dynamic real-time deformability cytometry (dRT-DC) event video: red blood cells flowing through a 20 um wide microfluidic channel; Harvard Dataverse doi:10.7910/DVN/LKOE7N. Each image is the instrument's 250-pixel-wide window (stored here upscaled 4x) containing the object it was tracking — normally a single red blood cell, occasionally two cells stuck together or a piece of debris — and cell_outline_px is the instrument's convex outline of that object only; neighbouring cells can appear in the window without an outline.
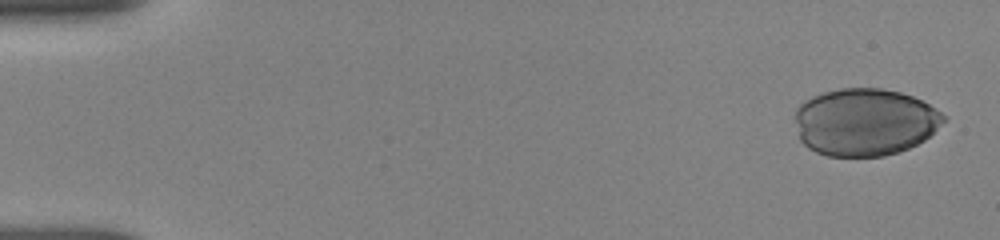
{"species": "human", "species_latin": "Homo sapiens", "temperature_condition": "room temperature", "stored_images_in_passage": 29, "camera_frame_rate_fps": 3000, "um_per_image_px": 0.085, "donor": {"sex": "female"}, "frame": {"image": 1, "passage_image": 1, "time_ms": 0.0, "image_size_px": [1000, 240], "cell_outline_px": [[948, 116], [924, 140], [908, 148], [884, 156], [828, 156], [816, 152], [808, 148], [800, 140], [796, 120], [796, 108], [804, 100], [812, 96], [824, 92], [840, 88], [880, 88], [900, 92], [912, 96], [936, 108]], "centroid_in_image_um": [73.5, 10.36], "position_along_channel_um": 11.5, "area_um2": 58.2}}